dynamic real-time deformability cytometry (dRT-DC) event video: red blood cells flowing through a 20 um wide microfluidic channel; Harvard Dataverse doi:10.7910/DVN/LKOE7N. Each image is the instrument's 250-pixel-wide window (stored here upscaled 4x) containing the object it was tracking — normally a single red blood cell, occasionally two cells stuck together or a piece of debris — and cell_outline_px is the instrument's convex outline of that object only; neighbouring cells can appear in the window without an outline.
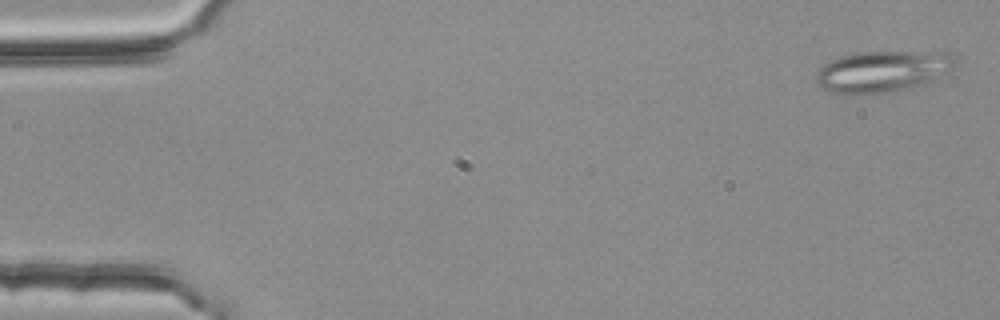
{"species": "common noctule bat (a hibernating species)", "species_latin": "Nyctalus noctula", "temperature_condition": "room temperature", "stored_images_in_passage": 6, "segment_of_instrument_passage": [1, 2], "camera_frame_rate_fps": 3000, "um_per_image_px": 0.085, "animal": {"sex": "female", "body_mass_g": 25.1}, "frame": {"image": 1, "passage_image": 1, "time_ms": 0.0, "image_size_px": [1000, 320], "cell_outline_px": [[960, 64], [956, 68], [932, 80], [912, 88], [864, 96], [852, 96], [828, 92], [820, 88], [816, 80], [816, 72], [824, 64], [840, 56], [864, 52], [956, 52], [960, 60]], "centroid_in_image_um": [75.08, 6.09], "position_along_channel_um": 9.9, "area_um2": 34.62}}